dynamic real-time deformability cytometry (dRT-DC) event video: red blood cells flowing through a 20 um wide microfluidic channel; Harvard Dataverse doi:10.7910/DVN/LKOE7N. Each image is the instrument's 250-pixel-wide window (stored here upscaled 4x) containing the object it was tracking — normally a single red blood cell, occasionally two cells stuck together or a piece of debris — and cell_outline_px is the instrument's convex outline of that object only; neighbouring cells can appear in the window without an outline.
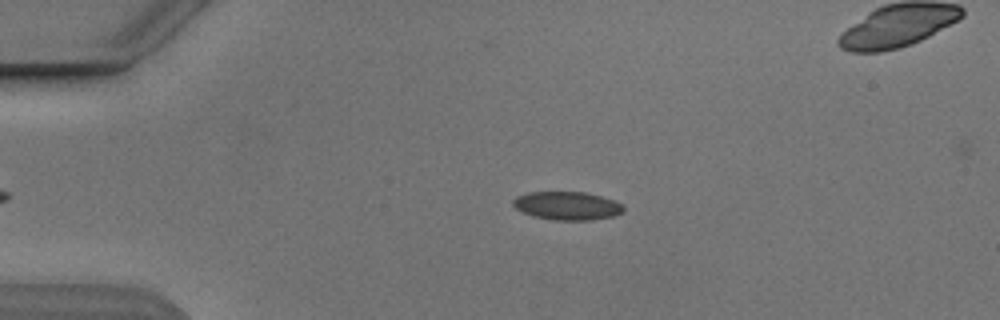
{"species": "Egyptian fruit bat (a non-hibernating species)", "species_latin": "Rousettus aegyptiacus", "temperature_condition": "cold", "stored_images_in_passage": 5, "segment_of_instrument_passage": [1, 2], "camera_frame_rate_fps": 3000, "um_per_image_px": 0.085, "animal": {"sex": "male"}, "frame": {"image": 1, "passage_image": 3, "time_ms": 2.333, "image_size_px": [1000, 320], "cell_outline_px": [[624, 212], [616, 216], [592, 220], [552, 220], [532, 216], [520, 212], [512, 204], [512, 200], [516, 196], [528, 192], [584, 192], [600, 196], [624, 204]], "centroid_in_image_um": [48.2, 17.5], "position_along_channel_um": 36.8, "area_um2": 18.5}}